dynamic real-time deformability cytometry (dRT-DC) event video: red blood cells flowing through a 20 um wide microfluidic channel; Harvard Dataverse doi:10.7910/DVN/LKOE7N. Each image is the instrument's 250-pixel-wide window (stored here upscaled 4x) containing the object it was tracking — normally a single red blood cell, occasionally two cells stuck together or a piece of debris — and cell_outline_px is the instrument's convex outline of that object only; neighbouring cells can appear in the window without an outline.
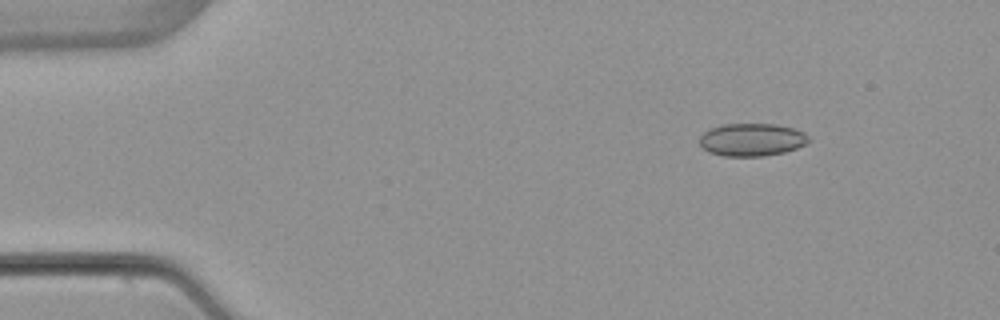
{"species": "common noctule bat (a hibernating species)", "species_latin": "Nyctalus noctula", "temperature_condition": "warm", "stored_images_in_passage": 4, "camera_frame_rate_fps": 3000, "um_per_image_px": 0.085, "animal": {"sex": "female", "body_mass_g": 22.7, "forearm_length_mm": 54.2}, "frame": {"image": 1, "passage_image": 2, "time_ms": 1.333, "image_size_px": [1000, 320], "cell_outline_px": [[808, 140], [804, 144], [796, 148], [784, 152], [764, 156], [724, 156], [708, 152], [700, 144], [700, 136], [708, 128], [724, 124], [776, 124], [792, 128], [804, 132], [808, 136]], "centroid_in_image_um": [63.87, 11.87], "position_along_channel_um": 21.1, "area_um2": 20.75}}
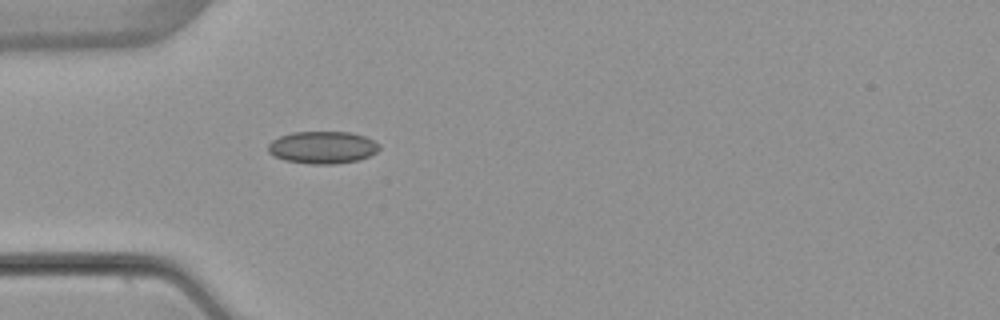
{"frame": {"image": 2, "passage_image": 4, "time_ms": 4.333, "image_size_px": [1000, 320], "cell_outline_px": [[380, 148], [376, 152], [368, 156], [356, 160], [336, 164], [312, 164], [284, 160], [268, 152], [268, 144], [272, 140], [280, 136], [292, 132], [352, 132], [364, 136], [380, 144]], "centroid_in_image_um": [27.41, 12.52], "position_along_channel_um": 57.6, "area_um2": 20.87}}